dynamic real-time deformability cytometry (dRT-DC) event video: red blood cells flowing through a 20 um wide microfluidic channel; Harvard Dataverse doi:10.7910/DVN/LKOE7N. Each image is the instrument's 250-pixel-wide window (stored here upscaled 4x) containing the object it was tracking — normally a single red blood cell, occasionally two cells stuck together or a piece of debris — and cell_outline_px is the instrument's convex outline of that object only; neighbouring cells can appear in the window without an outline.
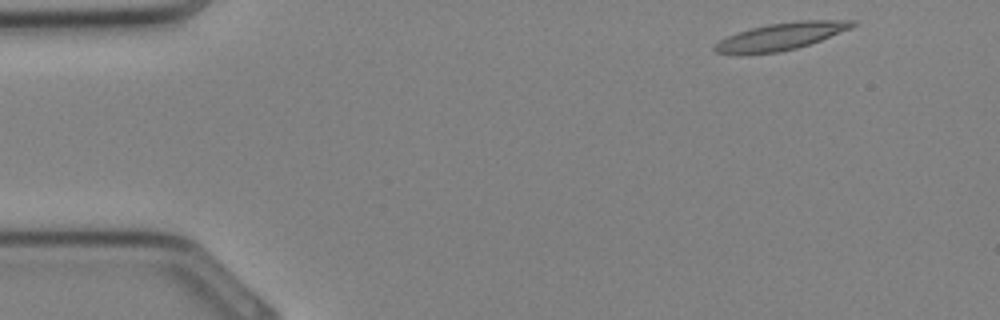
{"species": "Egyptian fruit bat (a non-hibernating species)", "species_latin": "Rousettus aegyptiacus", "temperature_condition": "cold", "stored_images_in_passage": 30, "camera_frame_rate_fps": 3000, "um_per_image_px": 0.085, "animal": {"sex": "female"}, "frame": {"image": 1, "passage_image": 1, "time_ms": 0.0, "image_size_px": [1000, 320], "cell_outline_px": [[856, 24], [852, 28], [820, 40], [796, 48], [780, 52], [740, 56], [716, 52], [712, 48], [720, 40], [728, 36], [752, 28], [768, 24], [800, 20], [856, 20]], "centroid_in_image_um": [66.35, 3.12], "position_along_channel_um": 18.6, "area_um2": 21.96}}
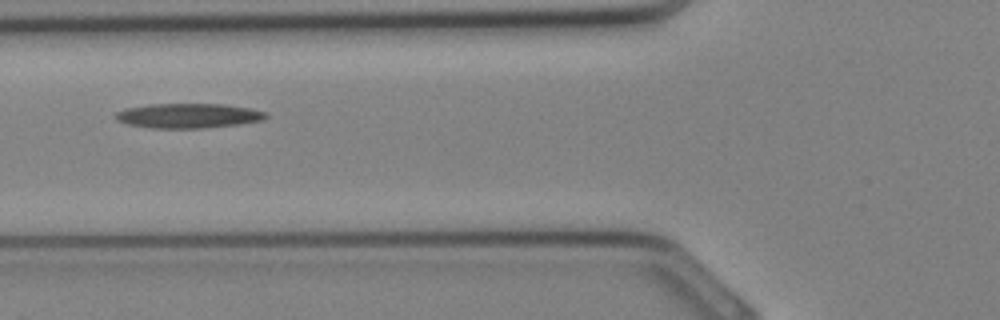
{"frame": {"image": 2, "passage_image": 10, "time_ms": 3.0, "image_size_px": [1000, 320], "cell_outline_px": [[268, 116], [264, 120], [240, 124], [204, 128], [152, 128], [128, 124], [116, 120], [116, 112], [124, 108], [152, 104], [224, 104], [248, 108], [268, 112]], "centroid_in_image_um": [16.03, 9.84], "position_along_channel_um": 109.8, "area_um2": 21.68}}
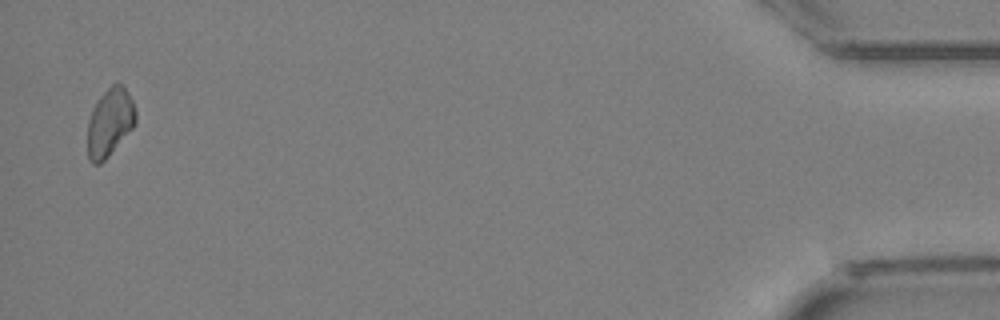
{"frame": {"image": 3, "passage_image": 30, "time_ms": 9.667, "image_size_px": [1000, 320], "cell_outline_px": [[136, 124], [108, 156], [100, 164], [92, 164], [88, 160], [88, 120], [92, 108], [100, 96], [112, 84], [120, 84], [128, 92], [132, 100], [136, 112]], "centroid_in_image_um": [9.32, 10.42], "position_along_channel_um": 425.9, "area_um2": 18.96}}